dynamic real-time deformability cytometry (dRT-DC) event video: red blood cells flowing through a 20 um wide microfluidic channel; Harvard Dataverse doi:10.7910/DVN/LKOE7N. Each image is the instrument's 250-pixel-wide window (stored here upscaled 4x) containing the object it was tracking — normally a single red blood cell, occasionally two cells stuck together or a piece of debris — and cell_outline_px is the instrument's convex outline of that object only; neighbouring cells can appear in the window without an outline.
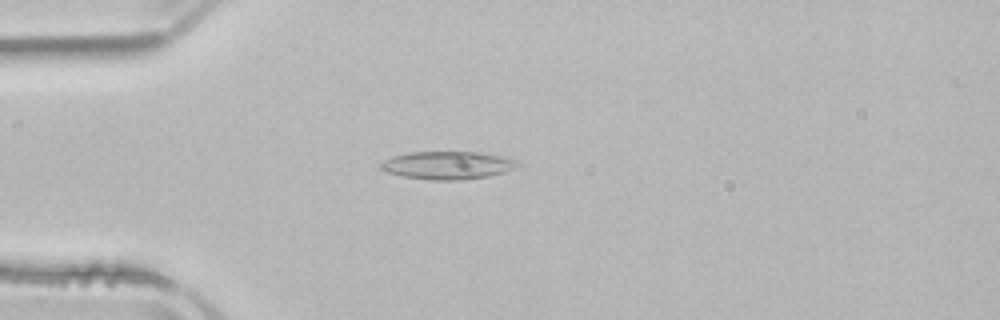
{"species": "common noctule bat (a hibernating species)", "species_latin": "Nyctalus noctula", "temperature_condition": "room temperature", "stored_images_in_passage": 5, "camera_frame_rate_fps": 3000, "um_per_image_px": 0.085, "animal": {"sex": "male", "body_mass_g": 21.5, "forearm_length_mm": 52.0}, "frame": {"image": 1, "passage_image": 4, "time_ms": 3.667, "image_size_px": [1000, 320], "cell_outline_px": [[520, 164], [504, 172], [488, 176], [460, 180], [432, 180], [404, 176], [388, 172], [380, 168], [380, 164], [384, 160], [392, 156], [408, 152], [480, 152], [504, 156], [516, 160]], "centroid_in_image_um": [38.04, 14.04], "position_along_channel_um": 47.0, "area_um2": 22.14}}